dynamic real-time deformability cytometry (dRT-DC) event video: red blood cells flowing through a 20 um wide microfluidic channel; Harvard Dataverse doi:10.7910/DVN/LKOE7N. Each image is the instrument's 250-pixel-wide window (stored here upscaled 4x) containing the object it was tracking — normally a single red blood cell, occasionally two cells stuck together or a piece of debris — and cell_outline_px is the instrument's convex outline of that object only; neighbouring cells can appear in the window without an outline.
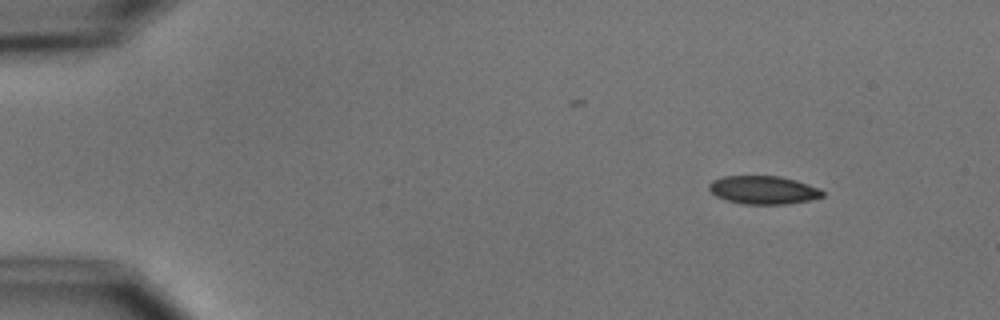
{"species": "common noctule bat (a hibernating species)", "species_latin": "Nyctalus noctula", "temperature_condition": "cold", "stored_images_in_passage": 4, "camera_frame_rate_fps": 3000, "um_per_image_px": 0.085, "animal": {"sex": "male", "body_mass_g": 15.6}, "frame": {"image": 1, "passage_image": 1, "time_ms": 0.0, "image_size_px": [1000, 320], "cell_outline_px": [[824, 196], [808, 200], [788, 204], [744, 204], [728, 200], [716, 196], [708, 188], [708, 184], [712, 180], [724, 176], [780, 176], [796, 180], [808, 184], [824, 192]], "centroid_in_image_um": [64.86, 16.14], "position_along_channel_um": 20.1, "area_um2": 18.55}}
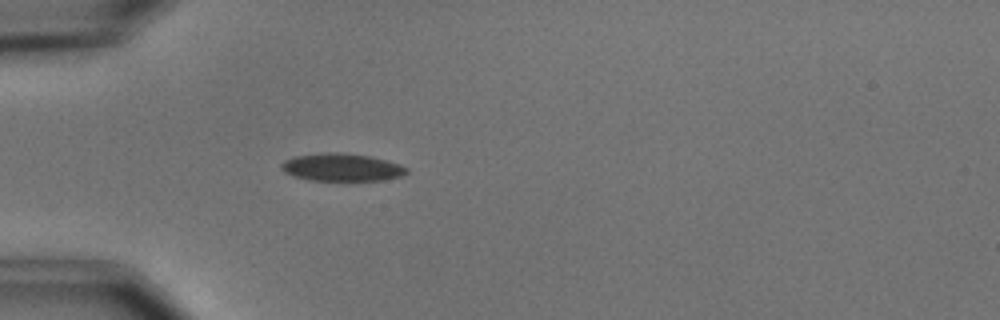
{"frame": {"image": 2, "passage_image": 4, "time_ms": 3.333, "image_size_px": [1000, 320], "cell_outline_px": [[408, 172], [400, 176], [380, 180], [312, 180], [296, 176], [284, 172], [280, 168], [280, 164], [284, 160], [292, 156], [324, 152], [344, 152], [372, 156], [400, 164], [408, 168]], "centroid_in_image_um": [29.03, 14.19], "position_along_channel_um": 56.0, "area_um2": 20.29}}